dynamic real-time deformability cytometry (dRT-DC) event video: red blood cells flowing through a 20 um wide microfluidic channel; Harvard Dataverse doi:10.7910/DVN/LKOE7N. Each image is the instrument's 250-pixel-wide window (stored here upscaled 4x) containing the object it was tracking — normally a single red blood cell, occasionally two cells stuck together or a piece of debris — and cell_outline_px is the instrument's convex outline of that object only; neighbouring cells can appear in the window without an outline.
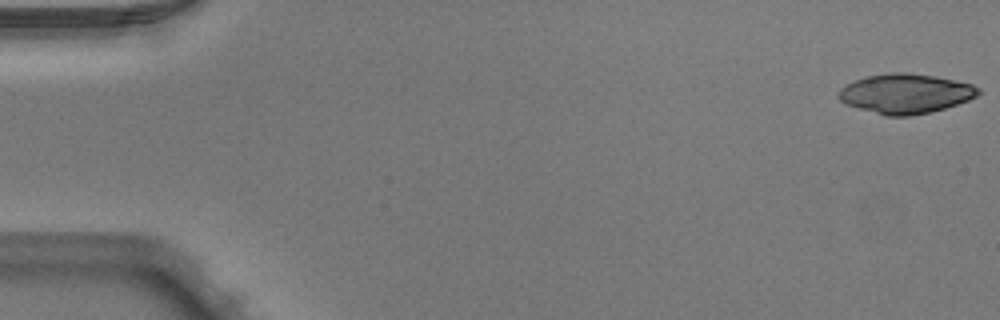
{"species": "Egyptian fruit bat (a non-hibernating species)", "species_latin": "Rousettus aegyptiacus", "temperature_condition": "warm", "stored_images_in_passage": 7, "camera_frame_rate_fps": 3000, "um_per_image_px": 0.085, "animal": {"sex": "male"}, "frame": {"image": 1, "passage_image": 1, "time_ms": 0.0, "image_size_px": [1000, 320], "cell_outline_px": [[980, 92], [976, 96], [968, 100], [932, 112], [908, 116], [884, 116], [844, 104], [836, 96], [840, 88], [864, 76], [892, 72], [908, 72], [936, 76], [972, 84], [980, 88]], "centroid_in_image_um": [76.94, 7.95], "position_along_channel_um": 8.1, "area_um2": 32.48}}
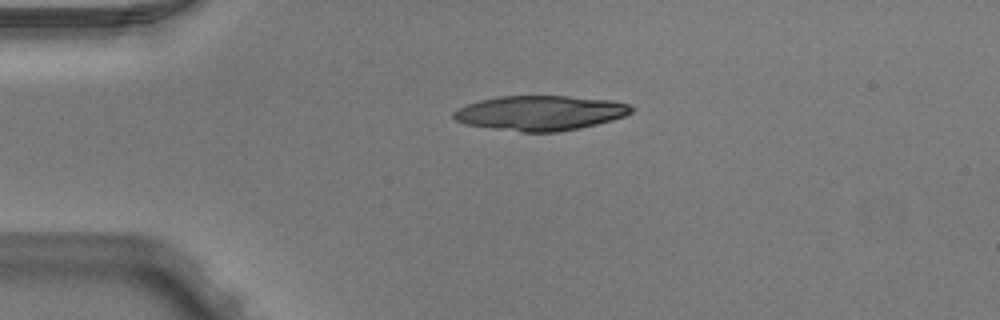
{"frame": {"image": 2, "passage_image": 4, "time_ms": 1.0, "image_size_px": [1000, 320], "cell_outline_px": [[636, 108], [632, 112], [624, 116], [612, 120], [580, 128], [560, 132], [520, 132], [464, 124], [456, 120], [452, 116], [452, 112], [468, 104], [480, 100], [500, 96], [568, 96], [612, 100], [632, 104]], "centroid_in_image_um": [45.96, 9.6], "position_along_channel_um": 39.0, "area_um2": 36.24}}